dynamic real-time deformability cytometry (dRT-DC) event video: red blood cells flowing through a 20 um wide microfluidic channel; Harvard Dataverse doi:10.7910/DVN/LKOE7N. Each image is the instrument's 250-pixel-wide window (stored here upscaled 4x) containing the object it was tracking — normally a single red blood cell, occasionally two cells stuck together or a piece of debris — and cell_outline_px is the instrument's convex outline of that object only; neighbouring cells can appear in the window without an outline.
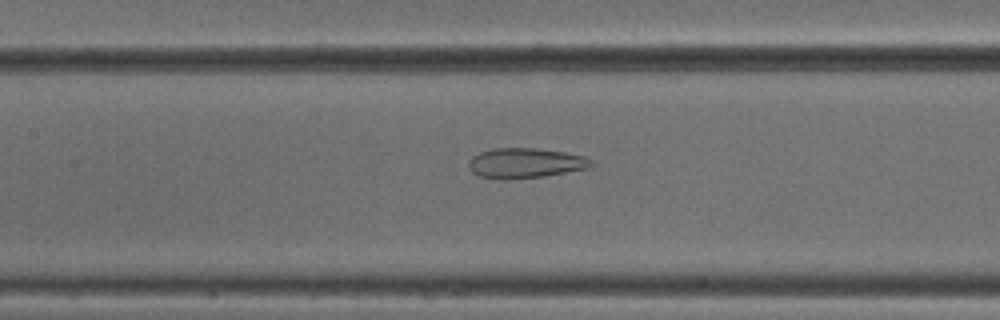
{"species": "common noctule bat (a hibernating species)", "species_latin": "Nyctalus noctula", "temperature_condition": "cold", "stored_images_in_passage": 44, "camera_frame_rate_fps": 3000, "um_per_image_px": 0.085, "animal": {"sex": "male", "body_mass_g": 18.8}, "frame": {"image": 1, "passage_image": 16, "time_ms": 5.0, "image_size_px": [1000, 320], "cell_outline_px": [[596, 164], [592, 168], [544, 176], [504, 180], [496, 180], [480, 176], [472, 172], [468, 168], [468, 160], [472, 156], [480, 152], [492, 148], [536, 148], [564, 152], [584, 156], [596, 160]], "centroid_in_image_um": [44.69, 13.87], "position_along_channel_um": 162.7, "area_um2": 22.02}}
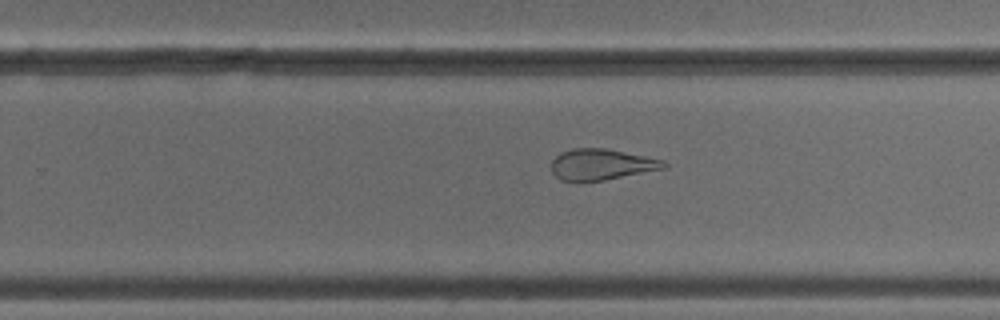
{"frame": {"image": 2, "passage_image": 25, "time_ms": 8.0, "image_size_px": [1000, 320], "cell_outline_px": [[668, 168], [604, 180], [560, 180], [552, 172], [552, 160], [560, 152], [572, 148], [604, 148], [664, 160], [668, 164]], "centroid_in_image_um": [51.15, 13.97], "position_along_channel_um": 278.7, "area_um2": 20.17}}
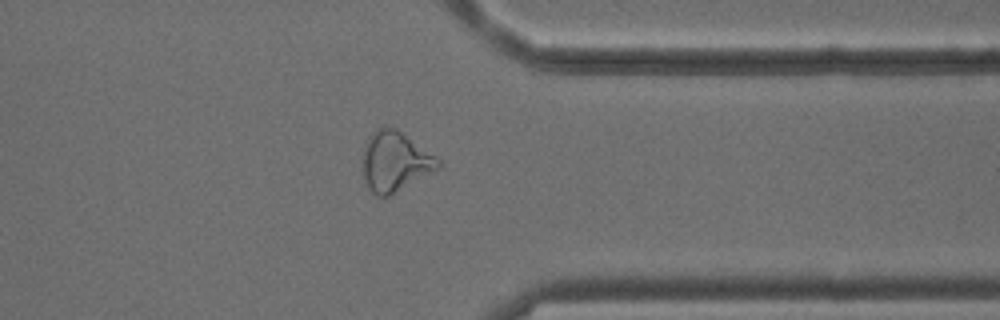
{"frame": {"image": 3, "passage_image": 33, "time_ms": 10.667, "image_size_px": [1000, 320], "cell_outline_px": [[440, 164], [436, 168], [388, 196], [376, 196], [368, 188], [364, 180], [364, 148], [368, 136], [376, 128], [396, 128], [436, 156], [440, 160]], "centroid_in_image_um": [33.53, 13.71], "position_along_channel_um": 377.9, "area_um2": 25.49}, "authors_computed_cell_mechanics": {"area_um2": 26.01, "velocity_mm_per_s": 3.8819, "shape_relaxation_time_tau1_ms": null, "shape_relaxation_time_tau2_ms": 1.8364, "deformation_change_tau1": null, "deformation_change_tau2": 0.1212}}